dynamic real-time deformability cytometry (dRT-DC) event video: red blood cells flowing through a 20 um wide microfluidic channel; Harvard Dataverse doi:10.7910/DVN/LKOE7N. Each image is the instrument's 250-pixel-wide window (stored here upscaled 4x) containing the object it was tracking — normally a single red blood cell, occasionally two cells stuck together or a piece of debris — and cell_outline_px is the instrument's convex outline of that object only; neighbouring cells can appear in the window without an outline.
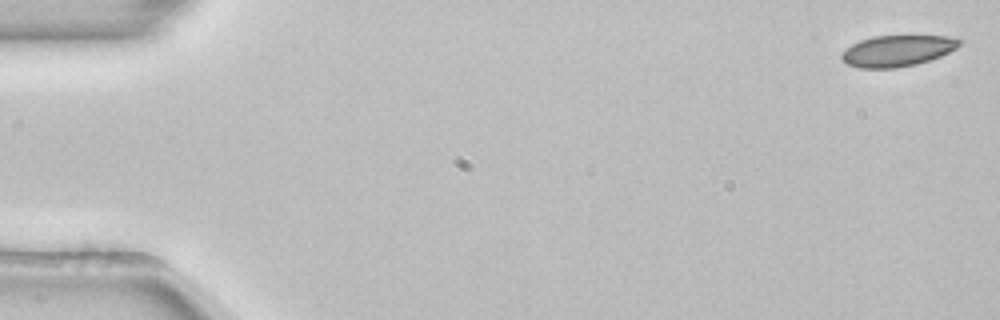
{"species": "common noctule bat (a hibernating species)", "species_latin": "Nyctalus noctula", "temperature_condition": "room temperature", "stored_images_in_passage": 53, "camera_frame_rate_fps": 3000, "um_per_image_px": 0.085, "animal": {"sex": "female", "body_mass_g": 22.7, "forearm_length_mm": 54.2}, "frame": {"image": 1, "passage_image": 1, "time_ms": 0.0, "image_size_px": [1000, 320], "cell_outline_px": [[964, 40], [956, 48], [940, 56], [916, 64], [896, 68], [860, 68], [848, 64], [840, 56], [840, 52], [844, 48], [860, 40], [872, 36], [948, 36]], "centroid_in_image_um": [76.24, 4.31], "position_along_channel_um": 8.8, "area_um2": 21.39}}
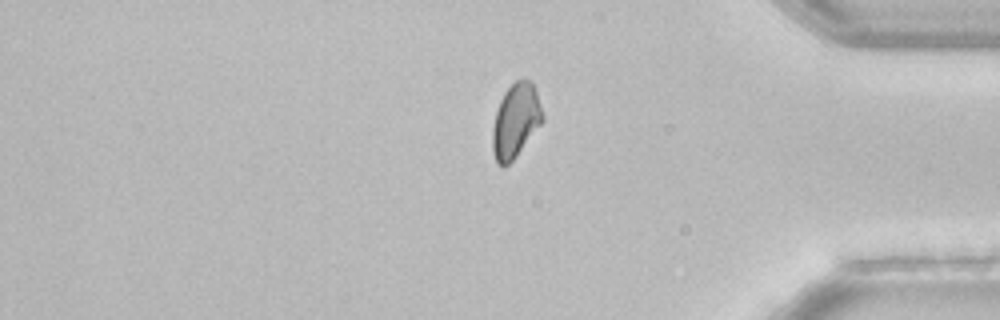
{"frame": {"image": 2, "passage_image": 44, "time_ms": 14.333, "image_size_px": [1000, 320], "cell_outline_px": [[544, 120], [516, 156], [504, 168], [496, 164], [492, 152], [492, 128], [496, 112], [500, 100], [504, 92], [516, 80], [524, 76], [532, 80], [544, 116]], "centroid_in_image_um": [43.82, 10.25], "position_along_channel_um": 391.4, "area_um2": 21.85}}
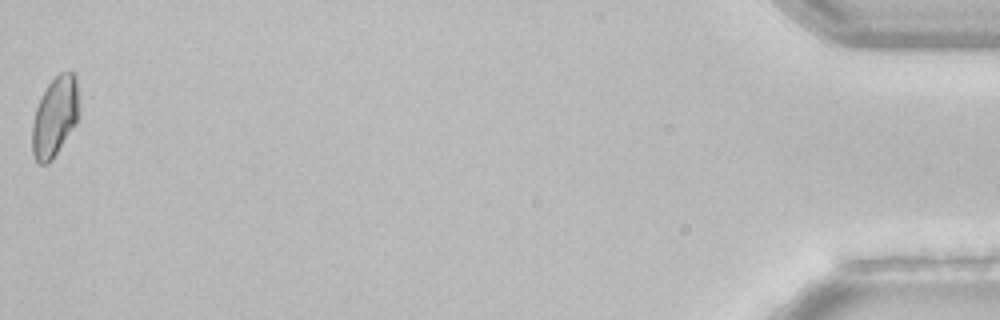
{"frame": {"image": 3, "passage_image": 53, "time_ms": 17.333, "image_size_px": [1000, 320], "cell_outline_px": [[80, 116], [76, 124], [52, 160], [48, 164], [40, 164], [32, 156], [32, 124], [36, 108], [48, 84], [60, 72], [76, 72], [80, 108]], "centroid_in_image_um": [4.7, 9.92], "position_along_channel_um": 430.5, "area_um2": 22.14}, "authors_computed_cell_mechanics": {"area_um2": 22.1374, "velocity_mm_per_s": 3.86, "shape_relaxation_time_tau1_ms": null, "shape_relaxation_time_tau2_ms": 6.7423, "deformation_change_tau1": null, "deformation_change_tau2": 0.0962}}